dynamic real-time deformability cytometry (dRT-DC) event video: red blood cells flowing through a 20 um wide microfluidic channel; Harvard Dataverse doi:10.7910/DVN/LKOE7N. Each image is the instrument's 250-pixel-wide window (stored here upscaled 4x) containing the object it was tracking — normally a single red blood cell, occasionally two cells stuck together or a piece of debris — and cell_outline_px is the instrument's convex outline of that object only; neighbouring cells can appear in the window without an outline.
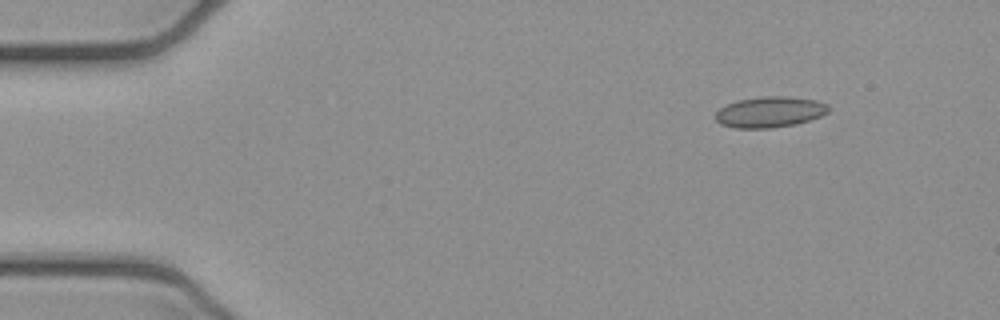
{"species": "common noctule bat (a hibernating species)", "species_latin": "Nyctalus noctula", "temperature_condition": "cold", "stored_images_in_passage": 5, "segment_of_instrument_passage": [2, 2], "camera_frame_rate_fps": 3000, "um_per_image_px": 0.085, "animal": {"sex": "female", "body_mass_g": 21.9}, "frame": {"image": 1, "passage_image": 5, "time_ms": 1.333, "image_size_px": [1000, 320], "cell_outline_px": [[828, 112], [820, 116], [796, 124], [772, 128], [736, 128], [720, 124], [712, 116], [720, 108], [728, 104], [740, 100], [764, 96], [784, 96], [816, 100], [828, 104]], "centroid_in_image_um": [65.41, 9.53], "position_along_channel_um": 19.6, "area_um2": 20.23}}